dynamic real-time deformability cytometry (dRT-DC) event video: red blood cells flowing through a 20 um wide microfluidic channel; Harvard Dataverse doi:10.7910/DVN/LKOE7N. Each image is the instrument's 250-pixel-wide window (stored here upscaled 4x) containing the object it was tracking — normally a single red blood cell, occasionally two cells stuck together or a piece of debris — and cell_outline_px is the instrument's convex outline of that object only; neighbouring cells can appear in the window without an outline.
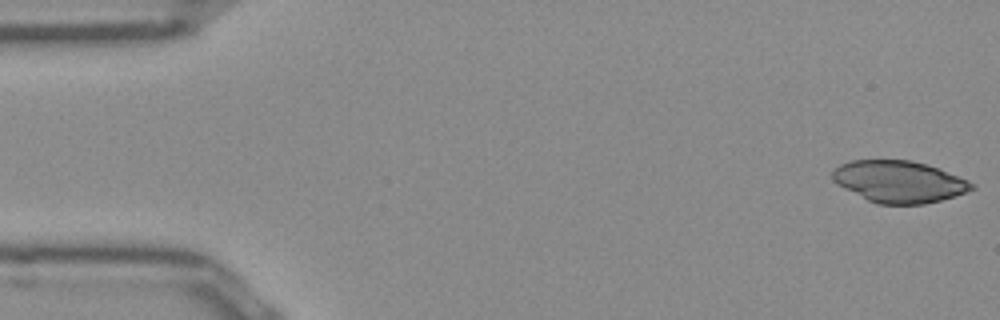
{"species": "Egyptian fruit bat (a non-hibernating species)", "species_latin": "Rousettus aegyptiacus", "temperature_condition": "room temperature", "stored_images_in_passage": 12, "camera_frame_rate_fps": 3000, "um_per_image_px": 0.085, "frame": {"image": 1, "passage_image": 1, "time_ms": 0.0, "image_size_px": [1000, 320], "cell_outline_px": [[976, 188], [940, 200], [924, 204], [876, 204], [844, 188], [832, 180], [832, 168], [840, 164], [852, 160], [912, 160], [928, 164], [976, 184]], "centroid_in_image_um": [76.38, 15.43], "position_along_channel_um": 8.6, "area_um2": 33.76}}